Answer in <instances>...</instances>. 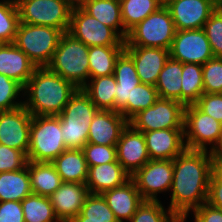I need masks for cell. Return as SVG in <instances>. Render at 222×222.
I'll list each match as a JSON object with an SVG mask.
<instances>
[{
    "instance_id": "obj_1",
    "label": "cell",
    "mask_w": 222,
    "mask_h": 222,
    "mask_svg": "<svg viewBox=\"0 0 222 222\" xmlns=\"http://www.w3.org/2000/svg\"><path fill=\"white\" fill-rule=\"evenodd\" d=\"M212 175V155L208 150L185 149L173 159V182L169 209L177 217L207 202Z\"/></svg>"
},
{
    "instance_id": "obj_2",
    "label": "cell",
    "mask_w": 222,
    "mask_h": 222,
    "mask_svg": "<svg viewBox=\"0 0 222 222\" xmlns=\"http://www.w3.org/2000/svg\"><path fill=\"white\" fill-rule=\"evenodd\" d=\"M77 89L47 67H37L24 86L23 106L33 116H58Z\"/></svg>"
},
{
    "instance_id": "obj_3",
    "label": "cell",
    "mask_w": 222,
    "mask_h": 222,
    "mask_svg": "<svg viewBox=\"0 0 222 222\" xmlns=\"http://www.w3.org/2000/svg\"><path fill=\"white\" fill-rule=\"evenodd\" d=\"M88 51L89 47L83 42L64 32L46 67L82 89L90 79Z\"/></svg>"
},
{
    "instance_id": "obj_4",
    "label": "cell",
    "mask_w": 222,
    "mask_h": 222,
    "mask_svg": "<svg viewBox=\"0 0 222 222\" xmlns=\"http://www.w3.org/2000/svg\"><path fill=\"white\" fill-rule=\"evenodd\" d=\"M99 109L82 90L77 89L58 115L66 148L82 149L88 141L89 126Z\"/></svg>"
},
{
    "instance_id": "obj_5",
    "label": "cell",
    "mask_w": 222,
    "mask_h": 222,
    "mask_svg": "<svg viewBox=\"0 0 222 222\" xmlns=\"http://www.w3.org/2000/svg\"><path fill=\"white\" fill-rule=\"evenodd\" d=\"M66 149L59 116L32 117L28 161L51 163Z\"/></svg>"
},
{
    "instance_id": "obj_6",
    "label": "cell",
    "mask_w": 222,
    "mask_h": 222,
    "mask_svg": "<svg viewBox=\"0 0 222 222\" xmlns=\"http://www.w3.org/2000/svg\"><path fill=\"white\" fill-rule=\"evenodd\" d=\"M62 34L63 32L55 27L19 22L13 43L37 67H46L58 47Z\"/></svg>"
},
{
    "instance_id": "obj_7",
    "label": "cell",
    "mask_w": 222,
    "mask_h": 222,
    "mask_svg": "<svg viewBox=\"0 0 222 222\" xmlns=\"http://www.w3.org/2000/svg\"><path fill=\"white\" fill-rule=\"evenodd\" d=\"M175 26L170 11L160 7L132 28L125 39V46L155 47L170 50Z\"/></svg>"
},
{
    "instance_id": "obj_8",
    "label": "cell",
    "mask_w": 222,
    "mask_h": 222,
    "mask_svg": "<svg viewBox=\"0 0 222 222\" xmlns=\"http://www.w3.org/2000/svg\"><path fill=\"white\" fill-rule=\"evenodd\" d=\"M21 23L68 32L73 5L67 0H15Z\"/></svg>"
},
{
    "instance_id": "obj_9",
    "label": "cell",
    "mask_w": 222,
    "mask_h": 222,
    "mask_svg": "<svg viewBox=\"0 0 222 222\" xmlns=\"http://www.w3.org/2000/svg\"><path fill=\"white\" fill-rule=\"evenodd\" d=\"M183 132L186 149L206 151L215 148L222 134L221 123L202 112L195 104L185 106ZM207 145H211V148Z\"/></svg>"
},
{
    "instance_id": "obj_10",
    "label": "cell",
    "mask_w": 222,
    "mask_h": 222,
    "mask_svg": "<svg viewBox=\"0 0 222 222\" xmlns=\"http://www.w3.org/2000/svg\"><path fill=\"white\" fill-rule=\"evenodd\" d=\"M184 109L185 106L178 101L158 98L151 107L133 116L128 124L141 132L183 130Z\"/></svg>"
},
{
    "instance_id": "obj_11",
    "label": "cell",
    "mask_w": 222,
    "mask_h": 222,
    "mask_svg": "<svg viewBox=\"0 0 222 222\" xmlns=\"http://www.w3.org/2000/svg\"><path fill=\"white\" fill-rule=\"evenodd\" d=\"M68 33L88 47L125 46V40L112 28L90 16L80 6L72 9Z\"/></svg>"
},
{
    "instance_id": "obj_12",
    "label": "cell",
    "mask_w": 222,
    "mask_h": 222,
    "mask_svg": "<svg viewBox=\"0 0 222 222\" xmlns=\"http://www.w3.org/2000/svg\"><path fill=\"white\" fill-rule=\"evenodd\" d=\"M131 179L143 200L158 201L157 194L171 191L173 160H149Z\"/></svg>"
},
{
    "instance_id": "obj_13",
    "label": "cell",
    "mask_w": 222,
    "mask_h": 222,
    "mask_svg": "<svg viewBox=\"0 0 222 222\" xmlns=\"http://www.w3.org/2000/svg\"><path fill=\"white\" fill-rule=\"evenodd\" d=\"M169 55L181 63L200 65L215 57L203 28L176 30Z\"/></svg>"
},
{
    "instance_id": "obj_14",
    "label": "cell",
    "mask_w": 222,
    "mask_h": 222,
    "mask_svg": "<svg viewBox=\"0 0 222 222\" xmlns=\"http://www.w3.org/2000/svg\"><path fill=\"white\" fill-rule=\"evenodd\" d=\"M32 117L23 105L13 110L0 111V144L18 149L27 156Z\"/></svg>"
},
{
    "instance_id": "obj_15",
    "label": "cell",
    "mask_w": 222,
    "mask_h": 222,
    "mask_svg": "<svg viewBox=\"0 0 222 222\" xmlns=\"http://www.w3.org/2000/svg\"><path fill=\"white\" fill-rule=\"evenodd\" d=\"M218 6L214 0H173L166 5L176 30L203 28Z\"/></svg>"
},
{
    "instance_id": "obj_16",
    "label": "cell",
    "mask_w": 222,
    "mask_h": 222,
    "mask_svg": "<svg viewBox=\"0 0 222 222\" xmlns=\"http://www.w3.org/2000/svg\"><path fill=\"white\" fill-rule=\"evenodd\" d=\"M116 155L123 169L132 176L150 160L144 134L128 124L116 144Z\"/></svg>"
},
{
    "instance_id": "obj_17",
    "label": "cell",
    "mask_w": 222,
    "mask_h": 222,
    "mask_svg": "<svg viewBox=\"0 0 222 222\" xmlns=\"http://www.w3.org/2000/svg\"><path fill=\"white\" fill-rule=\"evenodd\" d=\"M124 51L134 61L141 83L155 86L165 62L170 57L169 50L155 47L125 46Z\"/></svg>"
},
{
    "instance_id": "obj_18",
    "label": "cell",
    "mask_w": 222,
    "mask_h": 222,
    "mask_svg": "<svg viewBox=\"0 0 222 222\" xmlns=\"http://www.w3.org/2000/svg\"><path fill=\"white\" fill-rule=\"evenodd\" d=\"M88 194L86 184L63 182L49 197L59 221L70 222L76 217Z\"/></svg>"
},
{
    "instance_id": "obj_19",
    "label": "cell",
    "mask_w": 222,
    "mask_h": 222,
    "mask_svg": "<svg viewBox=\"0 0 222 222\" xmlns=\"http://www.w3.org/2000/svg\"><path fill=\"white\" fill-rule=\"evenodd\" d=\"M128 125L119 112L98 110L89 126L88 141L98 145H116L121 132Z\"/></svg>"
},
{
    "instance_id": "obj_20",
    "label": "cell",
    "mask_w": 222,
    "mask_h": 222,
    "mask_svg": "<svg viewBox=\"0 0 222 222\" xmlns=\"http://www.w3.org/2000/svg\"><path fill=\"white\" fill-rule=\"evenodd\" d=\"M142 133L151 160H173L186 149L183 130L161 129Z\"/></svg>"
},
{
    "instance_id": "obj_21",
    "label": "cell",
    "mask_w": 222,
    "mask_h": 222,
    "mask_svg": "<svg viewBox=\"0 0 222 222\" xmlns=\"http://www.w3.org/2000/svg\"><path fill=\"white\" fill-rule=\"evenodd\" d=\"M102 195L118 222L129 221L144 201L131 178L121 186L104 191Z\"/></svg>"
},
{
    "instance_id": "obj_22",
    "label": "cell",
    "mask_w": 222,
    "mask_h": 222,
    "mask_svg": "<svg viewBox=\"0 0 222 222\" xmlns=\"http://www.w3.org/2000/svg\"><path fill=\"white\" fill-rule=\"evenodd\" d=\"M36 68L37 66L14 43H0V74L24 87Z\"/></svg>"
},
{
    "instance_id": "obj_23",
    "label": "cell",
    "mask_w": 222,
    "mask_h": 222,
    "mask_svg": "<svg viewBox=\"0 0 222 222\" xmlns=\"http://www.w3.org/2000/svg\"><path fill=\"white\" fill-rule=\"evenodd\" d=\"M131 176L116 160L88 168L86 186L89 193L102 194L104 191L123 185Z\"/></svg>"
},
{
    "instance_id": "obj_24",
    "label": "cell",
    "mask_w": 222,
    "mask_h": 222,
    "mask_svg": "<svg viewBox=\"0 0 222 222\" xmlns=\"http://www.w3.org/2000/svg\"><path fill=\"white\" fill-rule=\"evenodd\" d=\"M51 163L63 182L86 184L88 165L82 149L67 148Z\"/></svg>"
},
{
    "instance_id": "obj_25",
    "label": "cell",
    "mask_w": 222,
    "mask_h": 222,
    "mask_svg": "<svg viewBox=\"0 0 222 222\" xmlns=\"http://www.w3.org/2000/svg\"><path fill=\"white\" fill-rule=\"evenodd\" d=\"M33 194L50 197L63 183L55 166L49 162H27Z\"/></svg>"
},
{
    "instance_id": "obj_26",
    "label": "cell",
    "mask_w": 222,
    "mask_h": 222,
    "mask_svg": "<svg viewBox=\"0 0 222 222\" xmlns=\"http://www.w3.org/2000/svg\"><path fill=\"white\" fill-rule=\"evenodd\" d=\"M80 7L99 22L112 28L124 40L120 0H85Z\"/></svg>"
},
{
    "instance_id": "obj_27",
    "label": "cell",
    "mask_w": 222,
    "mask_h": 222,
    "mask_svg": "<svg viewBox=\"0 0 222 222\" xmlns=\"http://www.w3.org/2000/svg\"><path fill=\"white\" fill-rule=\"evenodd\" d=\"M31 194L27 164L21 170L0 173V202H21Z\"/></svg>"
},
{
    "instance_id": "obj_28",
    "label": "cell",
    "mask_w": 222,
    "mask_h": 222,
    "mask_svg": "<svg viewBox=\"0 0 222 222\" xmlns=\"http://www.w3.org/2000/svg\"><path fill=\"white\" fill-rule=\"evenodd\" d=\"M181 75L182 63L169 57L155 85L159 98L175 100L181 103Z\"/></svg>"
},
{
    "instance_id": "obj_29",
    "label": "cell",
    "mask_w": 222,
    "mask_h": 222,
    "mask_svg": "<svg viewBox=\"0 0 222 222\" xmlns=\"http://www.w3.org/2000/svg\"><path fill=\"white\" fill-rule=\"evenodd\" d=\"M125 46H91L88 51L90 79L113 75L116 59Z\"/></svg>"
},
{
    "instance_id": "obj_30",
    "label": "cell",
    "mask_w": 222,
    "mask_h": 222,
    "mask_svg": "<svg viewBox=\"0 0 222 222\" xmlns=\"http://www.w3.org/2000/svg\"><path fill=\"white\" fill-rule=\"evenodd\" d=\"M116 80L114 75L92 78L82 90L99 110L114 111Z\"/></svg>"
},
{
    "instance_id": "obj_31",
    "label": "cell",
    "mask_w": 222,
    "mask_h": 222,
    "mask_svg": "<svg viewBox=\"0 0 222 222\" xmlns=\"http://www.w3.org/2000/svg\"><path fill=\"white\" fill-rule=\"evenodd\" d=\"M124 40L128 32L163 5L160 0H120Z\"/></svg>"
},
{
    "instance_id": "obj_32",
    "label": "cell",
    "mask_w": 222,
    "mask_h": 222,
    "mask_svg": "<svg viewBox=\"0 0 222 222\" xmlns=\"http://www.w3.org/2000/svg\"><path fill=\"white\" fill-rule=\"evenodd\" d=\"M181 103L195 104L204 93L202 65L182 63Z\"/></svg>"
},
{
    "instance_id": "obj_33",
    "label": "cell",
    "mask_w": 222,
    "mask_h": 222,
    "mask_svg": "<svg viewBox=\"0 0 222 222\" xmlns=\"http://www.w3.org/2000/svg\"><path fill=\"white\" fill-rule=\"evenodd\" d=\"M70 222H118L102 194L89 193L81 212Z\"/></svg>"
},
{
    "instance_id": "obj_34",
    "label": "cell",
    "mask_w": 222,
    "mask_h": 222,
    "mask_svg": "<svg viewBox=\"0 0 222 222\" xmlns=\"http://www.w3.org/2000/svg\"><path fill=\"white\" fill-rule=\"evenodd\" d=\"M24 222H60L50 198L31 194L21 201Z\"/></svg>"
},
{
    "instance_id": "obj_35",
    "label": "cell",
    "mask_w": 222,
    "mask_h": 222,
    "mask_svg": "<svg viewBox=\"0 0 222 222\" xmlns=\"http://www.w3.org/2000/svg\"><path fill=\"white\" fill-rule=\"evenodd\" d=\"M19 13L15 0L0 2V43H13L19 24Z\"/></svg>"
},
{
    "instance_id": "obj_36",
    "label": "cell",
    "mask_w": 222,
    "mask_h": 222,
    "mask_svg": "<svg viewBox=\"0 0 222 222\" xmlns=\"http://www.w3.org/2000/svg\"><path fill=\"white\" fill-rule=\"evenodd\" d=\"M158 98L154 85L138 84L131 93V101L126 103V119L129 121L138 112L151 107Z\"/></svg>"
},
{
    "instance_id": "obj_37",
    "label": "cell",
    "mask_w": 222,
    "mask_h": 222,
    "mask_svg": "<svg viewBox=\"0 0 222 222\" xmlns=\"http://www.w3.org/2000/svg\"><path fill=\"white\" fill-rule=\"evenodd\" d=\"M158 201L144 200L129 222H174L177 216Z\"/></svg>"
},
{
    "instance_id": "obj_38",
    "label": "cell",
    "mask_w": 222,
    "mask_h": 222,
    "mask_svg": "<svg viewBox=\"0 0 222 222\" xmlns=\"http://www.w3.org/2000/svg\"><path fill=\"white\" fill-rule=\"evenodd\" d=\"M24 87L17 81L0 74V111H9L23 105V101H15Z\"/></svg>"
},
{
    "instance_id": "obj_39",
    "label": "cell",
    "mask_w": 222,
    "mask_h": 222,
    "mask_svg": "<svg viewBox=\"0 0 222 222\" xmlns=\"http://www.w3.org/2000/svg\"><path fill=\"white\" fill-rule=\"evenodd\" d=\"M203 30L214 56L222 58V7L220 5L205 22Z\"/></svg>"
},
{
    "instance_id": "obj_40",
    "label": "cell",
    "mask_w": 222,
    "mask_h": 222,
    "mask_svg": "<svg viewBox=\"0 0 222 222\" xmlns=\"http://www.w3.org/2000/svg\"><path fill=\"white\" fill-rule=\"evenodd\" d=\"M204 93H222V58L214 57L202 65Z\"/></svg>"
},
{
    "instance_id": "obj_41",
    "label": "cell",
    "mask_w": 222,
    "mask_h": 222,
    "mask_svg": "<svg viewBox=\"0 0 222 222\" xmlns=\"http://www.w3.org/2000/svg\"><path fill=\"white\" fill-rule=\"evenodd\" d=\"M88 168L117 160L116 145H98L87 142L82 148Z\"/></svg>"
},
{
    "instance_id": "obj_42",
    "label": "cell",
    "mask_w": 222,
    "mask_h": 222,
    "mask_svg": "<svg viewBox=\"0 0 222 222\" xmlns=\"http://www.w3.org/2000/svg\"><path fill=\"white\" fill-rule=\"evenodd\" d=\"M117 84H140L132 58L123 51L116 59L114 73Z\"/></svg>"
},
{
    "instance_id": "obj_43",
    "label": "cell",
    "mask_w": 222,
    "mask_h": 222,
    "mask_svg": "<svg viewBox=\"0 0 222 222\" xmlns=\"http://www.w3.org/2000/svg\"><path fill=\"white\" fill-rule=\"evenodd\" d=\"M207 202L222 209V158L212 156V175L209 181Z\"/></svg>"
},
{
    "instance_id": "obj_44",
    "label": "cell",
    "mask_w": 222,
    "mask_h": 222,
    "mask_svg": "<svg viewBox=\"0 0 222 222\" xmlns=\"http://www.w3.org/2000/svg\"><path fill=\"white\" fill-rule=\"evenodd\" d=\"M27 162V156L22 151L0 144V173L21 170Z\"/></svg>"
},
{
    "instance_id": "obj_45",
    "label": "cell",
    "mask_w": 222,
    "mask_h": 222,
    "mask_svg": "<svg viewBox=\"0 0 222 222\" xmlns=\"http://www.w3.org/2000/svg\"><path fill=\"white\" fill-rule=\"evenodd\" d=\"M195 105L202 112L222 123V93H203Z\"/></svg>"
},
{
    "instance_id": "obj_46",
    "label": "cell",
    "mask_w": 222,
    "mask_h": 222,
    "mask_svg": "<svg viewBox=\"0 0 222 222\" xmlns=\"http://www.w3.org/2000/svg\"><path fill=\"white\" fill-rule=\"evenodd\" d=\"M0 222H24L21 202H0Z\"/></svg>"
},
{
    "instance_id": "obj_47",
    "label": "cell",
    "mask_w": 222,
    "mask_h": 222,
    "mask_svg": "<svg viewBox=\"0 0 222 222\" xmlns=\"http://www.w3.org/2000/svg\"><path fill=\"white\" fill-rule=\"evenodd\" d=\"M138 84H116L114 111L126 119V103L131 101V93Z\"/></svg>"
},
{
    "instance_id": "obj_48",
    "label": "cell",
    "mask_w": 222,
    "mask_h": 222,
    "mask_svg": "<svg viewBox=\"0 0 222 222\" xmlns=\"http://www.w3.org/2000/svg\"><path fill=\"white\" fill-rule=\"evenodd\" d=\"M192 212L195 222H222V209L213 207L208 202L203 203Z\"/></svg>"
},
{
    "instance_id": "obj_49",
    "label": "cell",
    "mask_w": 222,
    "mask_h": 222,
    "mask_svg": "<svg viewBox=\"0 0 222 222\" xmlns=\"http://www.w3.org/2000/svg\"><path fill=\"white\" fill-rule=\"evenodd\" d=\"M210 152H211L212 156L222 158V134H221V137H220V140H219L218 144Z\"/></svg>"
},
{
    "instance_id": "obj_50",
    "label": "cell",
    "mask_w": 222,
    "mask_h": 222,
    "mask_svg": "<svg viewBox=\"0 0 222 222\" xmlns=\"http://www.w3.org/2000/svg\"><path fill=\"white\" fill-rule=\"evenodd\" d=\"M69 1L73 6H80L85 0H67Z\"/></svg>"
},
{
    "instance_id": "obj_51",
    "label": "cell",
    "mask_w": 222,
    "mask_h": 222,
    "mask_svg": "<svg viewBox=\"0 0 222 222\" xmlns=\"http://www.w3.org/2000/svg\"><path fill=\"white\" fill-rule=\"evenodd\" d=\"M187 217H177L174 222H185Z\"/></svg>"
},
{
    "instance_id": "obj_52",
    "label": "cell",
    "mask_w": 222,
    "mask_h": 222,
    "mask_svg": "<svg viewBox=\"0 0 222 222\" xmlns=\"http://www.w3.org/2000/svg\"><path fill=\"white\" fill-rule=\"evenodd\" d=\"M161 4L166 6L169 2L173 1V0H160Z\"/></svg>"
},
{
    "instance_id": "obj_53",
    "label": "cell",
    "mask_w": 222,
    "mask_h": 222,
    "mask_svg": "<svg viewBox=\"0 0 222 222\" xmlns=\"http://www.w3.org/2000/svg\"><path fill=\"white\" fill-rule=\"evenodd\" d=\"M218 5L222 4V0H214Z\"/></svg>"
}]
</instances>
